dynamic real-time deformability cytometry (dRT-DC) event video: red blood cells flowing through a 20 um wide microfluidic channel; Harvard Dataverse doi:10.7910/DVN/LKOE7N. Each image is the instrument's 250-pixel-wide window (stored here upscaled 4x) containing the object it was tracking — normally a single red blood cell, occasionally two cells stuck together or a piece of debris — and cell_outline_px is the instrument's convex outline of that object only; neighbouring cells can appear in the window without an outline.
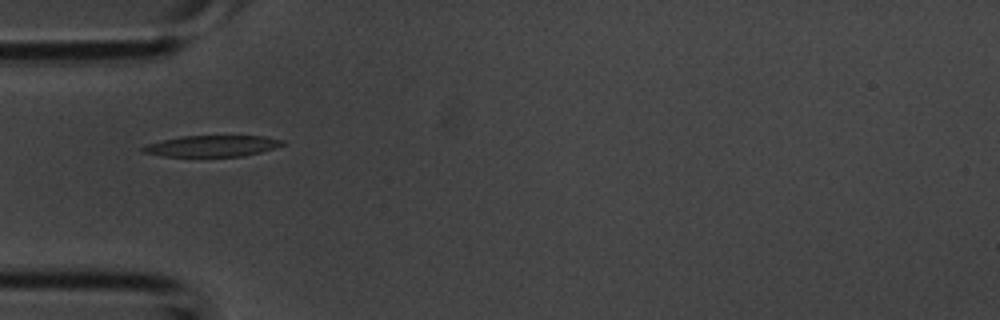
{"species": "common noctule bat (a hibernating species)", "species_latin": "Nyctalus noctula", "temperature_condition": "room temperature", "stored_images_in_passage": 2, "camera_frame_rate_fps": 3000, "um_per_image_px": 0.085, "animal": {"sex": "male", "body_mass_g": 20.1, "forearm_length_mm": 53.5}, "frame": {"image": 1, "passage_image": 1, "time_ms": 0.0, "image_size_px": [1000, 320], "cell_outline_px": [[284, 144], [276, 148], [244, 156], [164, 156], [140, 152], [140, 148], [148, 144], [160, 140], [180, 136], [268, 136], [284, 140]], "centroid_in_image_um": [18.03, 12.4], "position_along_channel_um": 67.0, "area_um2": 17.34}}
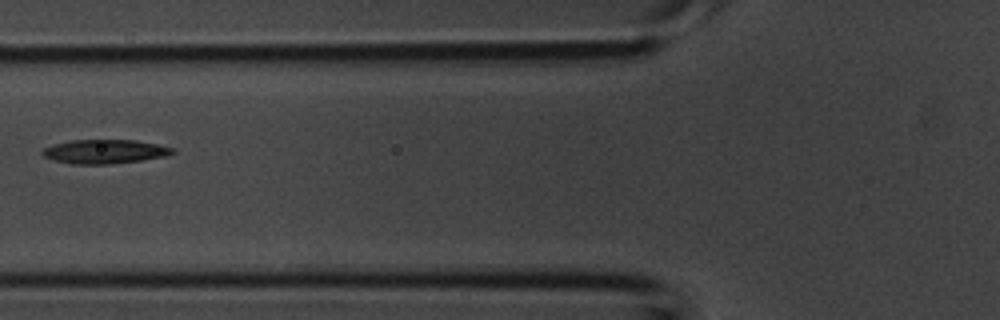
{"frame": {"image": 2, "passage_image": 2, "time_ms": 0.333, "image_size_px": [1000, 320], "cell_outline_px": [[176, 152], [164, 156], [140, 160], [112, 164], [72, 164], [56, 160], [44, 156], [40, 152], [44, 148], [52, 144], [72, 140], [136, 140], [156, 144], [172, 148]], "centroid_in_image_um": [8.87, 12.88], "position_along_channel_um": 116.9, "area_um2": 18.03}}